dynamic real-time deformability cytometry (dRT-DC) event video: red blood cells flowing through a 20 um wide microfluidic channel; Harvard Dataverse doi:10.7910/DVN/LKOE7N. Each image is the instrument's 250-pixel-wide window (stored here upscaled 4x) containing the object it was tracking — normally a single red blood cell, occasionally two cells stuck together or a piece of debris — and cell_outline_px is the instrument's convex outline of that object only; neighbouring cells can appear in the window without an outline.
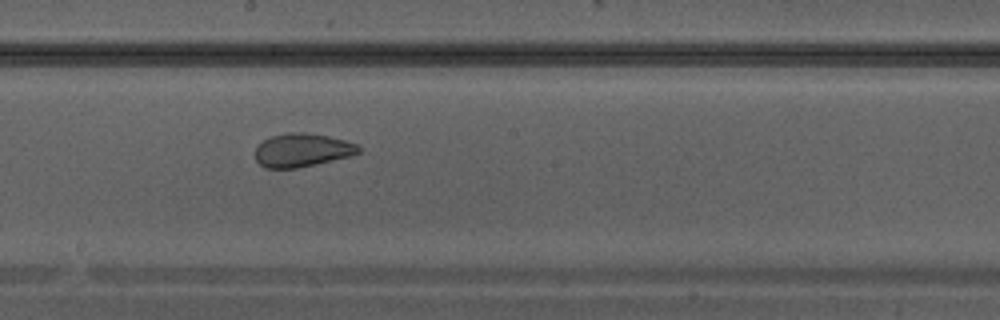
{"species": "Egyptian fruit bat (a non-hibernating species)", "species_latin": "Rousettus aegyptiacus", "temperature_condition": "warm", "stored_images_in_passage": 29, "camera_frame_rate_fps": 3000, "um_per_image_px": 0.085, "animal": {"sex": "male"}, "frame": {"image": 1, "passage_image": 13, "time_ms": 4.0, "image_size_px": [1000, 320], "cell_outline_px": [[360, 152], [352, 156], [316, 164], [296, 168], [264, 168], [256, 160], [256, 148], [264, 140], [272, 136], [288, 132], [304, 132], [328, 136], [344, 140], [356, 144], [360, 148]], "centroid_in_image_um": [25.69, 12.76], "position_along_channel_um": 222.5, "area_um2": 20.06}}